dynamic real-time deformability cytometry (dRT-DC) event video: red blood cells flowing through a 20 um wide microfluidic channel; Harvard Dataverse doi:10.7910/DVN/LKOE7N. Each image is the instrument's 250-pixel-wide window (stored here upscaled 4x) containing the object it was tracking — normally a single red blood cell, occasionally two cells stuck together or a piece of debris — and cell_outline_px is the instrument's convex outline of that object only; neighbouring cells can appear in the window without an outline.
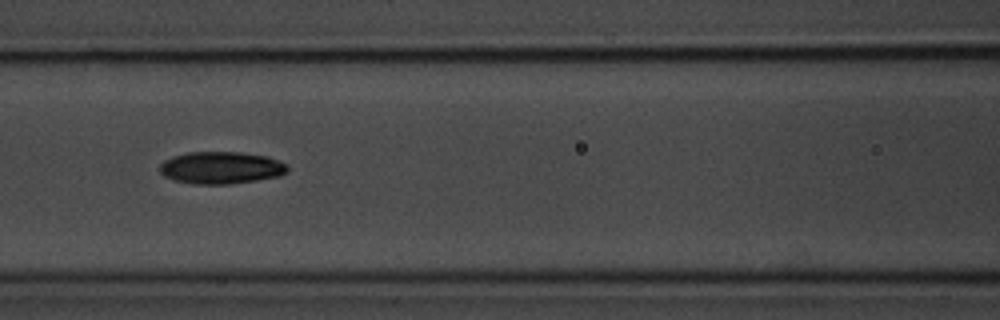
{"species": "common noctule bat (a hibernating species)", "species_latin": "Nyctalus noctula", "temperature_condition": "room temperature", "stored_images_in_passage": 10, "camera_frame_rate_fps": 3000, "um_per_image_px": 0.085, "animal": {"sex": "male", "body_mass_g": 20.1, "forearm_length_mm": 53.5}, "frame": {"image": 1, "passage_image": 7, "time_ms": 7.0, "image_size_px": [1000, 320], "cell_outline_px": [[288, 172], [280, 176], [256, 180], [228, 184], [192, 184], [176, 180], [164, 176], [160, 172], [160, 164], [164, 160], [172, 156], [188, 152], [240, 152], [268, 156], [288, 164]], "centroid_in_image_um": [18.81, 14.25], "position_along_channel_um": 147.8, "area_um2": 24.1}}
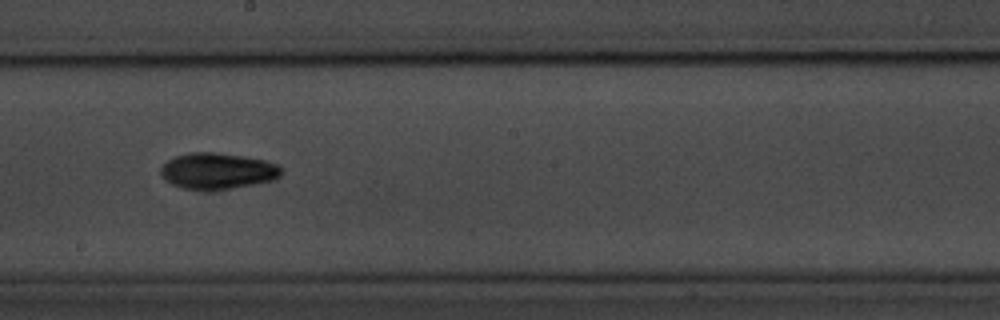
{"frame": {"image": 2, "passage_image": 9, "time_ms": 9.333, "image_size_px": [1000, 320], "cell_outline_px": [[284, 172], [276, 180], [228, 188], [184, 188], [172, 184], [164, 180], [160, 176], [160, 168], [168, 160], [176, 156], [188, 152], [216, 152], [244, 156], [264, 160], [276, 164], [284, 168]], "centroid_in_image_um": [18.51, 14.5], "position_along_channel_um": 229.7, "area_um2": 25.2}}